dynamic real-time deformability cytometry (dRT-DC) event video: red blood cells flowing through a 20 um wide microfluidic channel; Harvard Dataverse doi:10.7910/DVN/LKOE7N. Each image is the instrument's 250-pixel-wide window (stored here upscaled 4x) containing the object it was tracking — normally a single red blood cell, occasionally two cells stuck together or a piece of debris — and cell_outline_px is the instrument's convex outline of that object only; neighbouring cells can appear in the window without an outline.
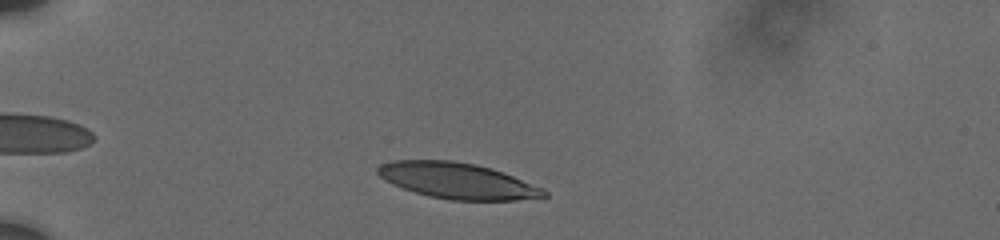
{"species": "human", "species_latin": "Homo sapiens", "temperature_condition": "cold", "stored_images_in_passage": 14, "camera_frame_rate_fps": 3000, "um_per_image_px": 0.085, "donor": {"sex": "male"}, "frame": {"image": 1, "passage_image": 8, "time_ms": 1.667, "image_size_px": [1000, 240], "cell_outline_px": [[548, 196], [516, 200], [452, 200], [432, 196], [416, 192], [392, 184], [384, 180], [376, 172], [376, 168], [380, 164], [392, 160], [452, 160], [476, 164], [512, 176], [544, 188], [548, 192]], "centroid_in_image_um": [38.85, 15.35], "position_along_channel_um": 46.1, "area_um2": 34.51}}